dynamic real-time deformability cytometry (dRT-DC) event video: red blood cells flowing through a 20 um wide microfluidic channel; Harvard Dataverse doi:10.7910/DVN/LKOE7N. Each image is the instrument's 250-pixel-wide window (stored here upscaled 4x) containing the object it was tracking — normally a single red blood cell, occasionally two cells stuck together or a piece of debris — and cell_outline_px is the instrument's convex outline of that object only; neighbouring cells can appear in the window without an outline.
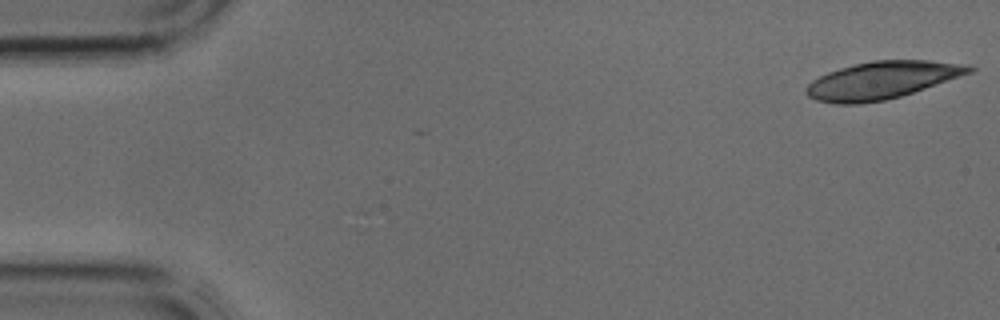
{"species": "common noctule bat (a hibernating species)", "species_latin": "Nyctalus noctula", "temperature_condition": "cold", "stored_images_in_passage": 4, "camera_frame_rate_fps": 3000, "um_per_image_px": 0.085, "animal": {"sex": "male", "body_mass_g": 17.9, "forearm_length_mm": 54.2}, "frame": {"image": 1, "passage_image": 1, "time_ms": 0.0, "image_size_px": [1000, 320], "cell_outline_px": [[976, 68], [972, 72], [900, 96], [884, 100], [860, 104], [836, 104], [816, 100], [808, 96], [804, 92], [804, 88], [812, 80], [828, 72], [840, 68], [872, 60], [928, 60], [964, 64]], "centroid_in_image_um": [74.91, 6.82], "position_along_channel_um": 10.1, "area_um2": 35.26}}